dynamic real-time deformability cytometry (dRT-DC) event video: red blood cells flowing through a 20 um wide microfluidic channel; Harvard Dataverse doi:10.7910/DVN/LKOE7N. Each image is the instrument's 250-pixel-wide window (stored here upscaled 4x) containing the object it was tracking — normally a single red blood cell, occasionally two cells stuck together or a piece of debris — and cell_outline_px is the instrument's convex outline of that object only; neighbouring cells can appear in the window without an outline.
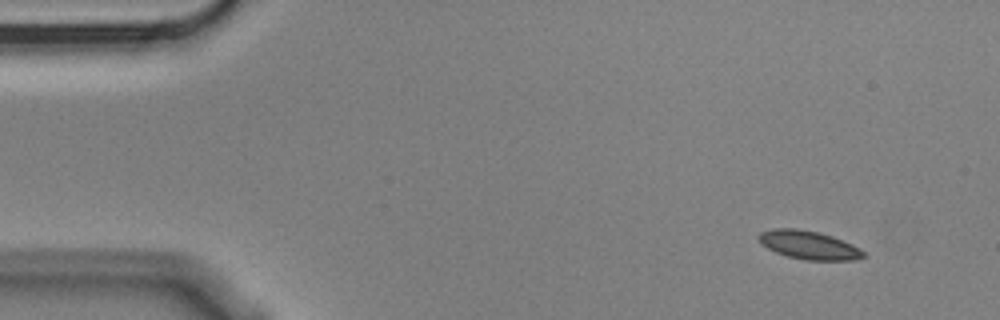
{"species": "Egyptian fruit bat (a non-hibernating species)", "species_latin": "Rousettus aegyptiacus", "temperature_condition": "cold", "stored_images_in_passage": 4, "camera_frame_rate_fps": 3000, "um_per_image_px": 0.085, "animal": {"sex": "male"}, "frame": {"image": 1, "passage_image": 1, "time_ms": 0.0, "image_size_px": [1000, 320], "cell_outline_px": [[868, 256], [856, 260], [804, 260], [788, 256], [776, 252], [760, 244], [756, 236], [760, 232], [772, 228], [796, 228], [816, 232], [832, 236], [852, 244], [860, 248]], "centroid_in_image_um": [68.74, 20.83], "position_along_channel_um": 16.3, "area_um2": 17.51}}
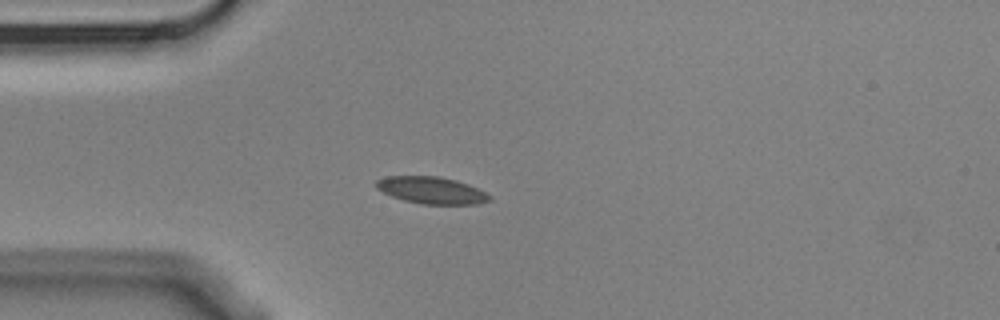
{"frame": {"image": 2, "passage_image": 4, "time_ms": 1.0, "image_size_px": [1000, 320], "cell_outline_px": [[492, 200], [480, 204], [420, 204], [404, 200], [392, 196], [376, 188], [376, 180], [384, 176], [440, 176], [456, 180], [468, 184], [492, 196]], "centroid_in_image_um": [36.69, 16.17], "position_along_channel_um": 48.3, "area_um2": 17.86}}